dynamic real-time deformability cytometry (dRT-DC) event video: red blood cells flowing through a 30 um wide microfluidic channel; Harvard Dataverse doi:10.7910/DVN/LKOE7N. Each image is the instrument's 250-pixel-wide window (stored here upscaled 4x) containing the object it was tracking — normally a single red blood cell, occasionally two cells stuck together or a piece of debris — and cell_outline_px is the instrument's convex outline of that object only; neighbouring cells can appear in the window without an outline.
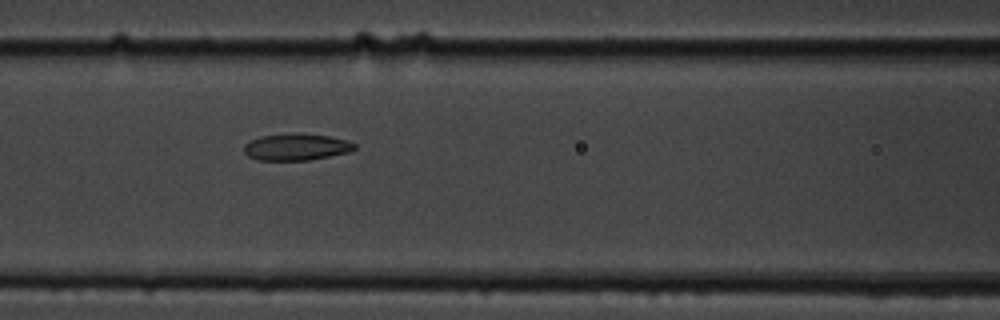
{"species": "common noctule bat (a hibernating species)", "species_latin": "Nyctalus noctula", "temperature_condition": "cold", "stored_images_in_passage": 11, "camera_frame_rate_fps": 3000, "um_per_image_px": 0.085, "animal": {"sex": "male", "body_mass_g": 19.5, "forearm_length_mm": 54.6}, "frame": {"image": 1, "passage_image": 8, "time_ms": 8.667, "image_size_px": [1000, 320], "cell_outline_px": [[356, 148], [348, 152], [308, 160], [256, 160], [248, 156], [244, 152], [244, 144], [260, 136], [328, 136], [348, 140], [356, 144]], "centroid_in_image_um": [25.18, 12.54], "position_along_channel_um": 141.4, "area_um2": 16.3}}
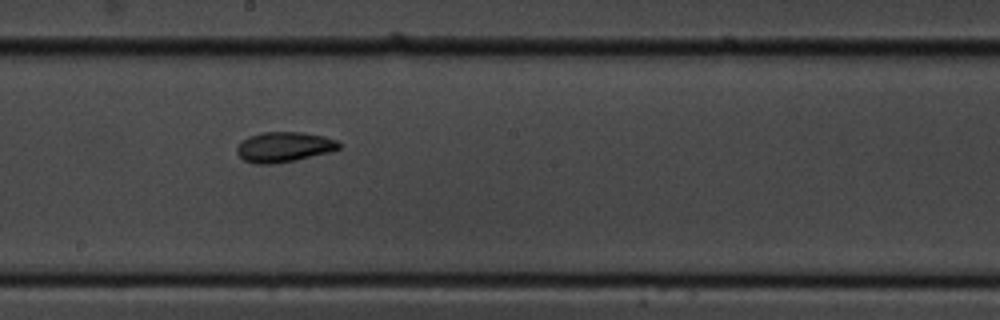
{"frame": {"image": 2, "passage_image": 10, "time_ms": 11.0, "image_size_px": [1000, 320], "cell_outline_px": [[340, 148], [328, 152], [296, 160], [272, 164], [256, 164], [244, 160], [236, 152], [236, 148], [240, 140], [248, 136], [260, 132], [304, 132], [324, 136], [336, 140], [340, 144]], "centroid_in_image_um": [24.09, 12.48], "position_along_channel_um": 224.1, "area_um2": 18.03}}
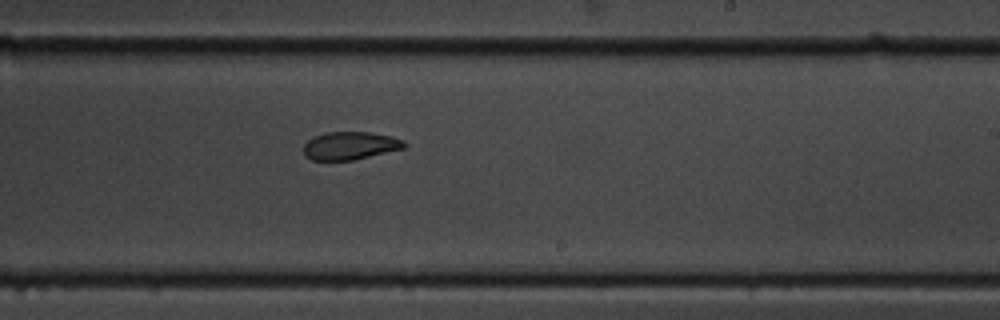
{"frame": {"image": 3, "passage_image": 11, "time_ms": 12.0, "image_size_px": [1000, 320], "cell_outline_px": [[408, 144], [404, 148], [352, 160], [312, 160], [304, 156], [304, 144], [312, 136], [328, 132], [368, 132], [392, 136], [404, 140]], "centroid_in_image_um": [29.75, 12.37], "position_along_channel_um": 259.3, "area_um2": 16.42}}